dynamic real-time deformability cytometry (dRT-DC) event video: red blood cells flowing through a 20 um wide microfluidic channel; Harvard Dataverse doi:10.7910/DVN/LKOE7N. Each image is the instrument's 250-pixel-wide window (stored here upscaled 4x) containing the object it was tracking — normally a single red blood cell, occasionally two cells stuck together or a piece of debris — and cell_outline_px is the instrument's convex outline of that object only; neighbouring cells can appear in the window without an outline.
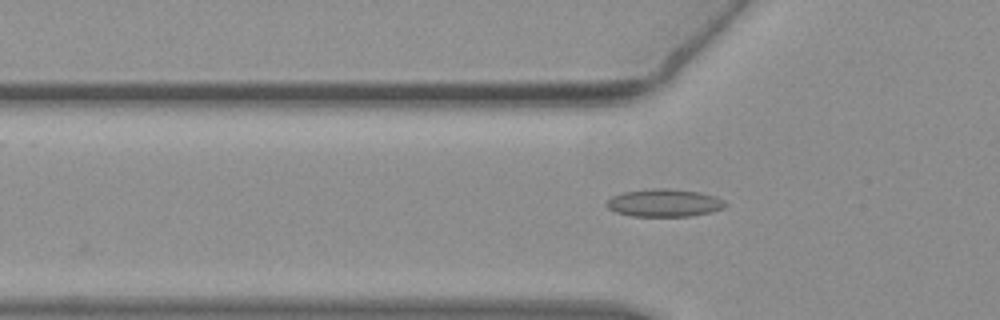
{"species": "common noctule bat (a hibernating species)", "species_latin": "Nyctalus noctula", "temperature_condition": "warm", "stored_images_in_passage": 40, "camera_frame_rate_fps": 3000, "um_per_image_px": 0.085, "animal": {"sex": "female", "body_mass_g": 19.3, "forearm_length_mm": 54.1}, "frame": {"image": 1, "passage_image": 4, "time_ms": 1.0, "image_size_px": [1000, 320], "cell_outline_px": [[724, 208], [712, 212], [692, 216], [632, 216], [616, 212], [608, 208], [604, 204], [612, 196], [624, 192], [656, 188], [668, 188], [700, 192], [716, 196], [724, 200]], "centroid_in_image_um": [56.47, 17.24], "position_along_channel_um": 69.3, "area_um2": 19.19}}
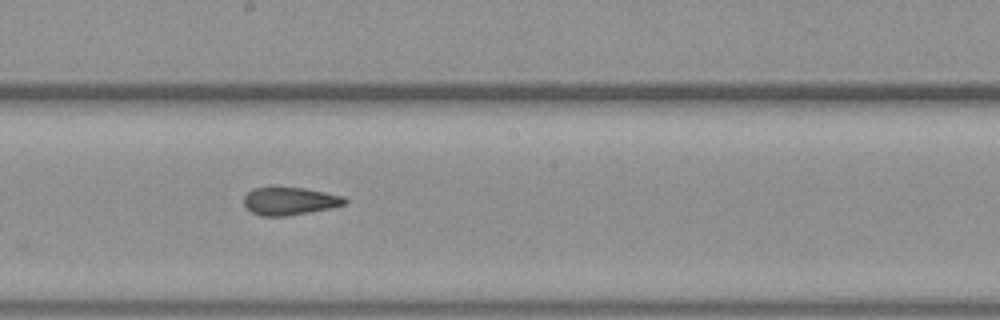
{"frame": {"image": 2, "passage_image": 16, "time_ms": 5.0, "image_size_px": [1000, 320], "cell_outline_px": [[348, 200], [344, 204], [332, 208], [288, 216], [260, 216], [252, 212], [244, 204], [244, 196], [252, 188], [272, 184], [276, 184], [304, 188], [344, 196]], "centroid_in_image_um": [24.58, 17.04], "position_along_channel_um": 223.6, "area_um2": 17.05}}
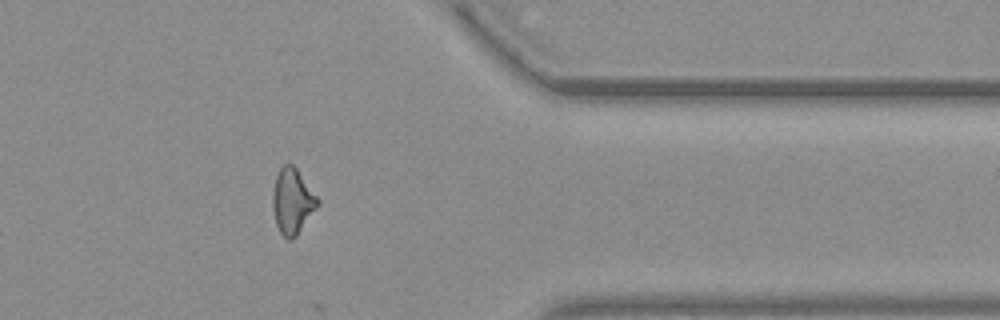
{"frame": {"image": 3, "passage_image": 30, "time_ms": 9.667, "image_size_px": [1000, 320], "cell_outline_px": [[320, 200], [316, 208], [296, 236], [292, 240], [288, 240], [280, 232], [276, 224], [272, 208], [272, 192], [276, 176], [280, 168], [284, 164], [292, 164], [296, 168]], "centroid_in_image_um": [24.83, 17.11], "position_along_channel_um": 386.6, "area_um2": 16.99}, "authors_computed_cell_mechanics": {"area_um2": 16.9643, "velocity_mm_per_s": 3.8378, "shape_relaxation_time_tau1_ms": null, "shape_relaxation_time_tau2_ms": 2.0771, "deformation_change_tau1": null, "deformation_change_tau2": 0.0785}}